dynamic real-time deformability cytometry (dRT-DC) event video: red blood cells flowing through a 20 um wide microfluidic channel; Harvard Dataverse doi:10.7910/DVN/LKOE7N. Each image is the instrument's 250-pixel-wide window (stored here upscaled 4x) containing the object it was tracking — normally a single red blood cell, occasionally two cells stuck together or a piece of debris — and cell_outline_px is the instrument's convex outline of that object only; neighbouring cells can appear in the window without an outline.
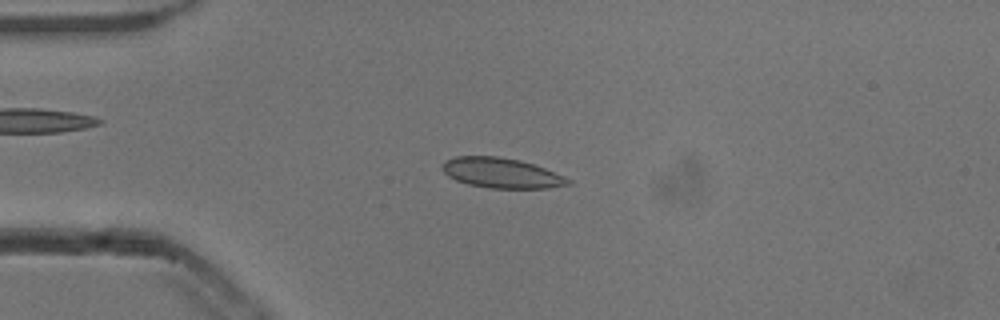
{"species": "common noctule bat (a hibernating species)", "species_latin": "Nyctalus noctula", "temperature_condition": "cold", "stored_images_in_passage": 52, "camera_frame_rate_fps": 3000, "um_per_image_px": 0.085, "animal": {"sex": "male", "body_mass_g": 13.3}, "frame": {"image": 1, "passage_image": 12, "time_ms": 3.667, "image_size_px": [1000, 320], "cell_outline_px": [[572, 184], [548, 188], [492, 188], [468, 184], [456, 180], [448, 176], [440, 168], [440, 164], [444, 160], [456, 156], [496, 156], [520, 160], [544, 168], [564, 176], [572, 180]], "centroid_in_image_um": [42.59, 14.7], "position_along_channel_um": 42.4, "area_um2": 22.14}}
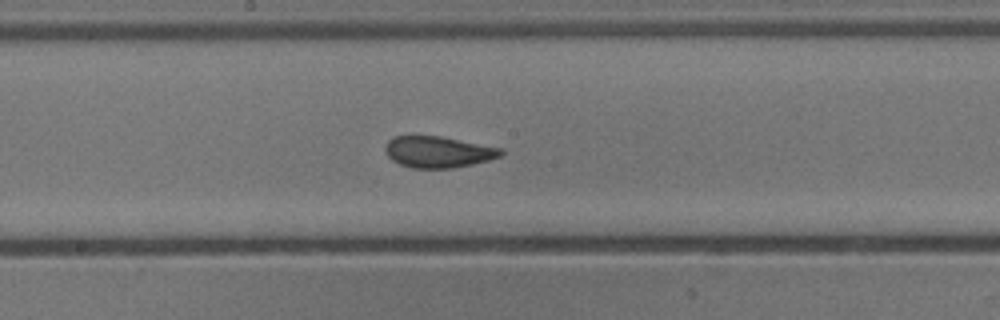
{"frame": {"image": 2, "passage_image": 27, "time_ms": 8.667, "image_size_px": [1000, 320], "cell_outline_px": [[504, 152], [500, 156], [488, 160], [472, 164], [452, 168], [412, 168], [400, 164], [392, 160], [384, 152], [384, 148], [388, 140], [396, 136], [440, 136], [504, 148]], "centroid_in_image_um": [37.24, 12.91], "position_along_channel_um": 211.0, "area_um2": 21.15}}
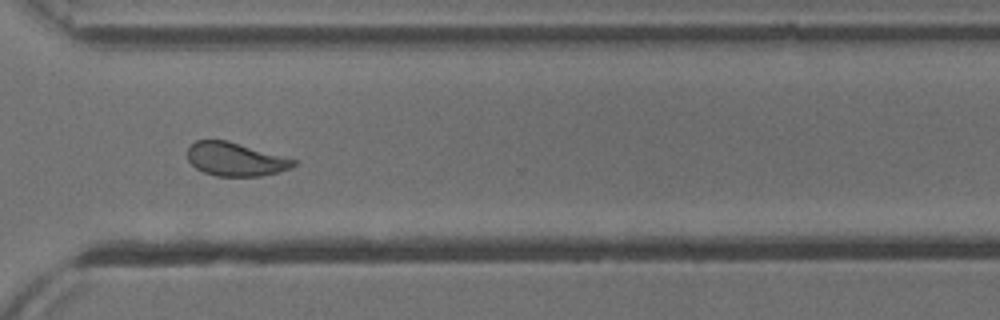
{"frame": {"image": 3, "passage_image": 38, "time_ms": 12.333, "image_size_px": [1000, 320], "cell_outline_px": [[296, 164], [288, 168], [276, 172], [260, 176], [216, 176], [204, 172], [196, 168], [188, 160], [188, 148], [196, 140], [228, 140], [296, 160]], "centroid_in_image_um": [19.97, 13.53], "position_along_channel_um": 350.6, "area_um2": 20.4}, "authors_computed_cell_mechanics": {"area_um2": 21.6172, "velocity_mm_per_s": 3.8181, "shape_relaxation_time_tau1_ms": 10.0858, "shape_relaxation_time_tau2_ms": 1.2319, "deformation_change_tau1": 0.1698, "deformation_change_tau2": 0.0412}}